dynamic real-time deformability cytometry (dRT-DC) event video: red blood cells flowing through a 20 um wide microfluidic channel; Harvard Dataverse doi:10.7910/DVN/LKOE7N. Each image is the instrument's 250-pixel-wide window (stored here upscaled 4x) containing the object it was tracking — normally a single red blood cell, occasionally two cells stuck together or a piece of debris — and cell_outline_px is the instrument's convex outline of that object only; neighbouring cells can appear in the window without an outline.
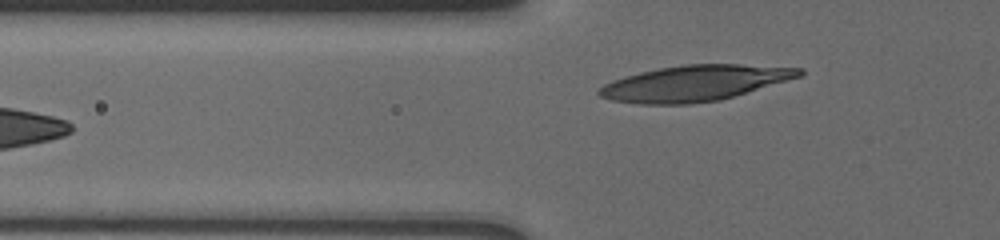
{"species": "human", "species_latin": "Homo sapiens", "temperature_condition": "cold", "stored_images_in_passage": 5, "camera_frame_rate_fps": 3000, "um_per_image_px": 0.085, "donor": {"sex": "male"}, "frame": {"image": 1, "passage_image": 5, "time_ms": 6.0, "image_size_px": [1000, 240], "cell_outline_px": [[804, 72], [800, 76], [720, 100], [688, 104], [640, 104], [612, 100], [600, 96], [596, 92], [604, 84], [612, 80], [624, 76], [640, 72], [660, 68], [684, 64], [740, 64], [804, 68]], "centroid_in_image_um": [59.01, 7.06], "position_along_channel_um": 66.8, "area_um2": 41.38}}